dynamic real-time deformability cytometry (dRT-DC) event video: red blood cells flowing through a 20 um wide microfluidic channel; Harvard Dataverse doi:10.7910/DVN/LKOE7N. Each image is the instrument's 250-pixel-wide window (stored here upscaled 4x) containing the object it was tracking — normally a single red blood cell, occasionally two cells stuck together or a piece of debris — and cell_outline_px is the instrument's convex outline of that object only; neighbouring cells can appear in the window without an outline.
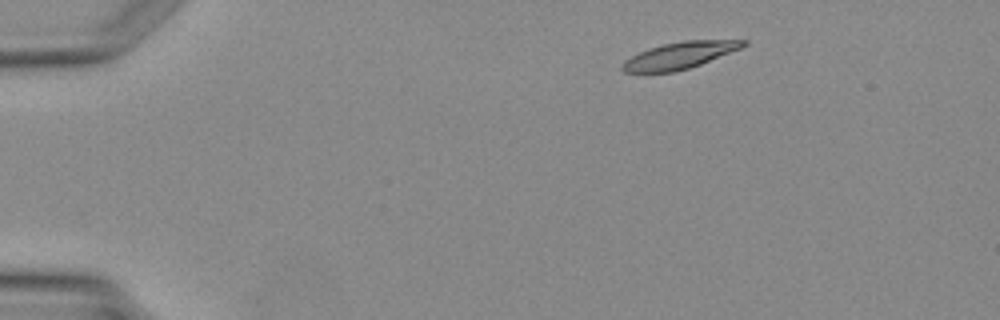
{"species": "Egyptian fruit bat (a non-hibernating species)", "species_latin": "Rousettus aegyptiacus", "temperature_condition": "warm", "stored_images_in_passage": 3, "camera_frame_rate_fps": 3000, "um_per_image_px": 0.085, "animal": {"sex": "female"}, "frame": {"image": 1, "passage_image": 1, "time_ms": 0.0, "image_size_px": [1000, 320], "cell_outline_px": [[748, 44], [740, 48], [700, 64], [676, 72], [624, 72], [620, 68], [620, 64], [624, 60], [648, 48], [664, 44], [684, 40], [748, 40]], "centroid_in_image_um": [57.73, 4.71], "position_along_channel_um": 27.3, "area_um2": 18.67}}
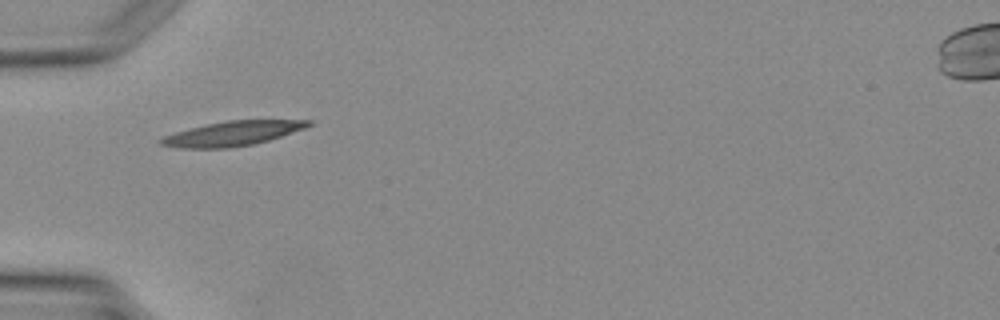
{"frame": {"image": 2, "passage_image": 3, "time_ms": 2.333, "image_size_px": [1000, 320], "cell_outline_px": [[312, 124], [304, 128], [268, 140], [252, 144], [232, 148], [180, 148], [160, 144], [156, 140], [164, 136], [176, 132], [204, 124], [228, 120], [312, 120]], "centroid_in_image_um": [19.71, 11.35], "position_along_channel_um": 65.3, "area_um2": 20.98}}